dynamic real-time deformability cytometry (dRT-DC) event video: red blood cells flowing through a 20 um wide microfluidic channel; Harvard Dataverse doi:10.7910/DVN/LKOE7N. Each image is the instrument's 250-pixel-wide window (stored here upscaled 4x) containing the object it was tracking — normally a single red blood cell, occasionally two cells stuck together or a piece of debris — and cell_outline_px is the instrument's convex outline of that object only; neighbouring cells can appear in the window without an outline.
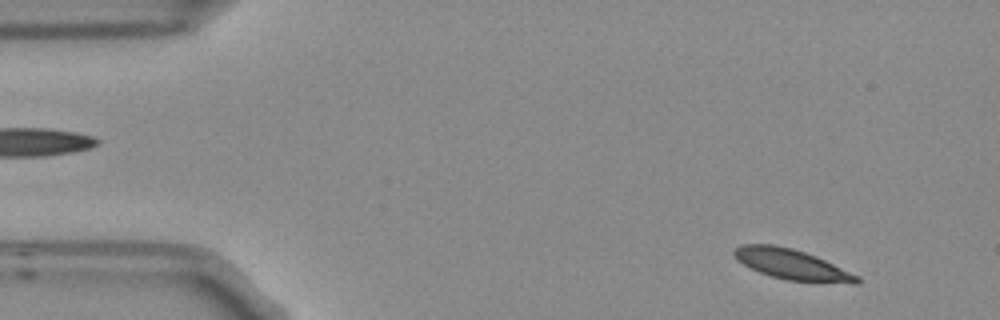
{"species": "Egyptian fruit bat (a non-hibernating species)", "species_latin": "Rousettus aegyptiacus", "temperature_condition": "room temperature", "stored_images_in_passage": 53, "segment_of_instrument_passage": [1, 2], "camera_frame_rate_fps": 3000, "um_per_image_px": 0.085, "frame": {"image": 1, "passage_image": 3, "time_ms": 0.667, "image_size_px": [1000, 320], "cell_outline_px": [[860, 284], [852, 284], [788, 280], [772, 276], [760, 272], [736, 260], [732, 252], [740, 244], [772, 244], [792, 248], [816, 256], [860, 276]], "centroid_in_image_um": [67.33, 22.47], "position_along_channel_um": 17.7, "area_um2": 21.68}}
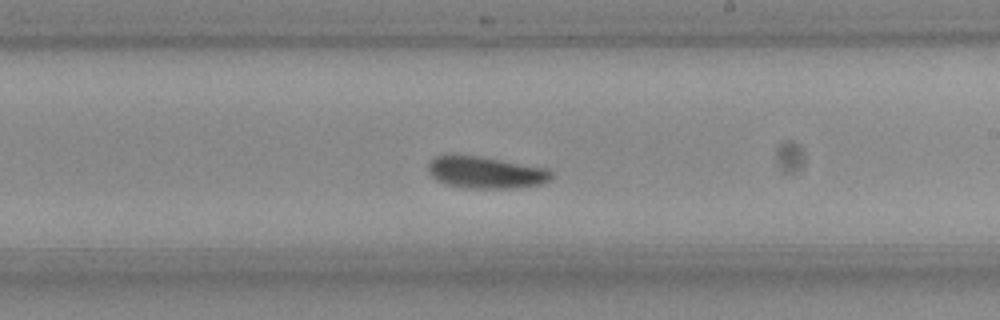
{"frame": {"image": 2, "passage_image": 29, "time_ms": 9.333, "image_size_px": [1000, 320], "cell_outline_px": [[552, 176], [544, 184], [520, 188], [468, 188], [444, 184], [436, 180], [428, 172], [428, 164], [436, 156], [444, 152], [456, 152], [480, 156], [548, 168], [552, 172]], "centroid_in_image_um": [41.24, 14.62], "position_along_channel_um": 247.8, "area_um2": 23.7}}
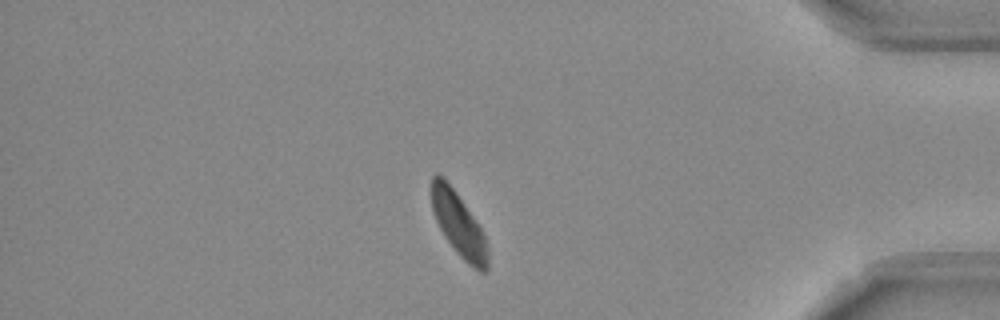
{"frame": {"image": 3, "passage_image": 44, "time_ms": 14.333, "image_size_px": [1000, 320], "cell_outline_px": [[488, 268], [484, 272], [480, 272], [472, 268], [456, 252], [444, 236], [436, 220], [432, 208], [432, 176], [436, 172], [452, 188], [472, 216], [480, 228], [484, 236], [488, 248]], "centroid_in_image_um": [39.0, 19.15], "position_along_channel_um": 396.2, "area_um2": 20.29}}